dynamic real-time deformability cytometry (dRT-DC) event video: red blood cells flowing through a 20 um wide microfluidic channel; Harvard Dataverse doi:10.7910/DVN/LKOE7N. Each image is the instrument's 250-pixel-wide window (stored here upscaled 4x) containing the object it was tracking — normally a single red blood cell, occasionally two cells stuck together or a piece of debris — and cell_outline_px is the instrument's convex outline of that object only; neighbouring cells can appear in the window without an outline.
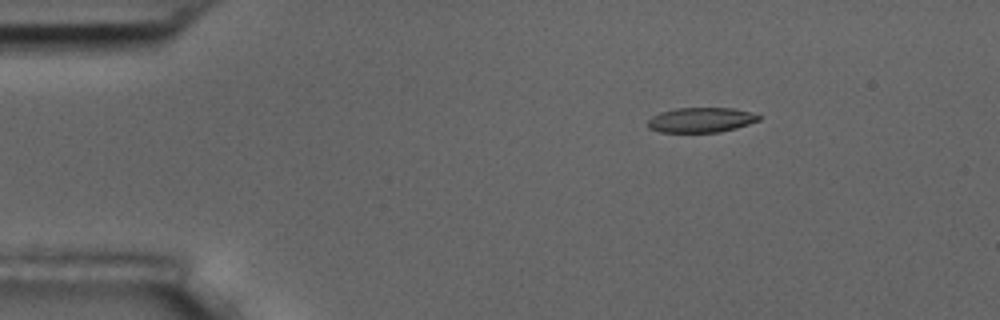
{"species": "common noctule bat (a hibernating species)", "species_latin": "Nyctalus noctula", "temperature_condition": "room temperature", "stored_images_in_passage": 4, "camera_frame_rate_fps": 3000, "um_per_image_px": 0.085, "animal": {"sex": "male", "body_mass_g": 17.5, "forearm_length_mm": 52.3}, "frame": {"image": 1, "passage_image": 2, "time_ms": 1.0, "image_size_px": [1000, 320], "cell_outline_px": [[760, 120], [736, 128], [720, 132], [660, 132], [648, 128], [648, 120], [652, 116], [660, 112], [676, 108], [732, 108], [748, 112], [760, 116]], "centroid_in_image_um": [59.55, 10.2], "position_along_channel_um": 25.5, "area_um2": 16.01}}